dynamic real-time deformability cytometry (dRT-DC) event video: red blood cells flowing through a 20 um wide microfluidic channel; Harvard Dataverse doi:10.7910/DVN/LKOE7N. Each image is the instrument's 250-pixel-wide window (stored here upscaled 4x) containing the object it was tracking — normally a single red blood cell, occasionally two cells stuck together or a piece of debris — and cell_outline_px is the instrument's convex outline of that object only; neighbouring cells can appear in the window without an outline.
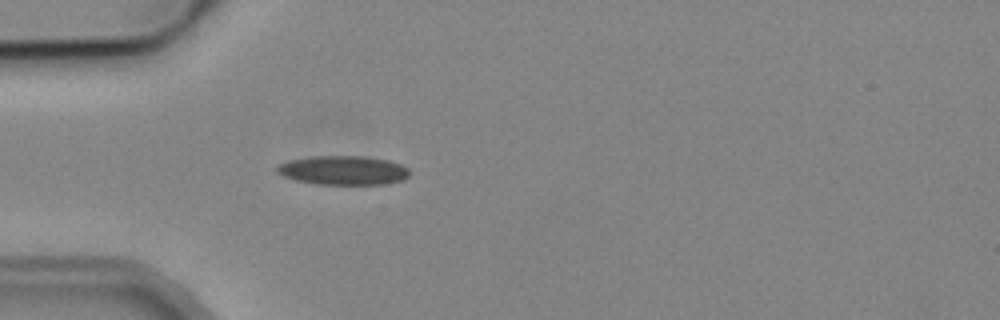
{"species": "common noctule bat (a hibernating species)", "species_latin": "Nyctalus noctula", "temperature_condition": "cold", "stored_images_in_passage": 6, "camera_frame_rate_fps": 3000, "um_per_image_px": 0.085, "animal": {"sex": "male", "body_mass_g": 19.2, "forearm_length_mm": 51.8}, "frame": {"image": 1, "passage_image": 5, "time_ms": 6.333, "image_size_px": [1000, 320], "cell_outline_px": [[408, 176], [404, 180], [384, 184], [316, 184], [296, 180], [284, 176], [276, 172], [276, 164], [288, 160], [312, 156], [364, 156], [388, 160], [400, 164], [408, 168]], "centroid_in_image_um": [29.14, 14.47], "position_along_channel_um": 55.9, "area_um2": 22.54}}